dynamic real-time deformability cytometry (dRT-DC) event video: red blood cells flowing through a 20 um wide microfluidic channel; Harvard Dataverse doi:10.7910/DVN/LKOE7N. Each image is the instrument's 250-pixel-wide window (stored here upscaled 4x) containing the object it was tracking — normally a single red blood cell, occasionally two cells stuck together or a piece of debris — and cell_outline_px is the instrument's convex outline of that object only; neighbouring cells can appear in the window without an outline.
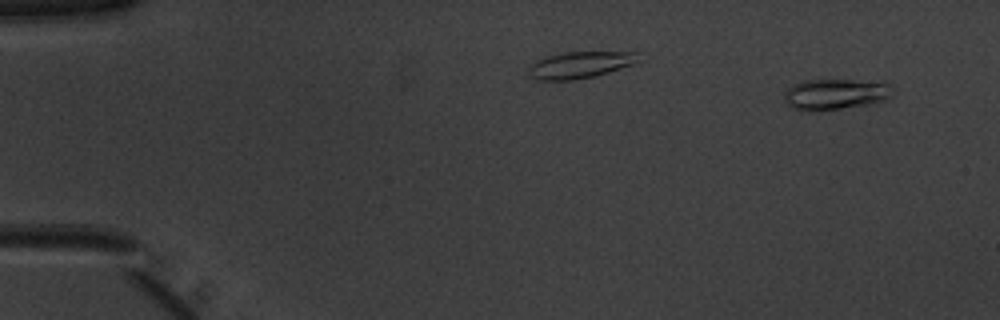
{"species": "common noctule bat (a hibernating species)", "species_latin": "Nyctalus noctula", "temperature_condition": "warm", "stored_images_in_passage": 13, "camera_frame_rate_fps": 3000, "um_per_image_px": 0.085, "animal": {"sex": "male", "body_mass_g": 20.1, "forearm_length_mm": 53.5}, "frame": {"image": 1, "passage_image": 3, "time_ms": 0.667, "image_size_px": [1000, 320], "cell_outline_px": [[896, 92], [892, 96], [884, 100], [872, 104], [808, 112], [792, 108], [784, 104], [784, 92], [788, 88], [804, 80], [884, 80], [892, 84]], "centroid_in_image_um": [71.09, 8.0], "position_along_channel_um": 13.9, "area_um2": 20.17}}
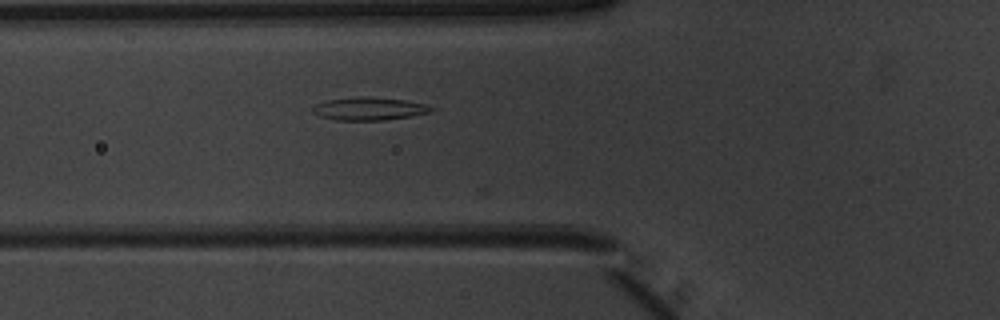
{"frame": {"image": 2, "passage_image": 11, "time_ms": 3.333, "image_size_px": [1000, 320], "cell_outline_px": [[436, 108], [432, 112], [412, 116], [384, 120], [336, 120], [320, 116], [312, 112], [312, 108], [316, 104], [328, 100], [360, 96], [368, 96], [404, 100], [424, 104]], "centroid_in_image_um": [31.4, 9.24], "position_along_channel_um": 94.4, "area_um2": 15.84}}